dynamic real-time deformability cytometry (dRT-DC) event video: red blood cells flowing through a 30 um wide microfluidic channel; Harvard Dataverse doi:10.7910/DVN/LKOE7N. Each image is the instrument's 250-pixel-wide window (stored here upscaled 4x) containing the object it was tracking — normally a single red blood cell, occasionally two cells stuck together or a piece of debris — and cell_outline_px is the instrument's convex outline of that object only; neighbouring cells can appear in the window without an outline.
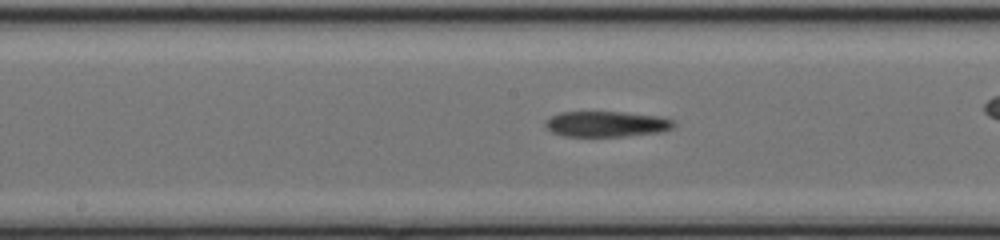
{"species": "common noctule bat (a hibernating species)", "species_latin": "Nyctalus noctula", "temperature_condition": "cold", "stored_images_in_passage": 47, "camera_frame_rate_fps": 3000, "um_per_image_px": 0.085, "animal": {"sex": "female", "body_mass_g": 17.0, "forearm_length_mm": 48.0}, "frame": {"image": 1, "passage_image": 21, "time_ms": 6.667, "image_size_px": [1000, 240], "cell_outline_px": [[676, 124], [672, 128], [660, 132], [624, 136], [564, 136], [552, 132], [544, 124], [544, 120], [560, 112], [624, 112], [656, 116], [672, 120]], "centroid_in_image_um": [51.52, 10.54], "position_along_channel_um": 196.7, "area_um2": 19.02}}
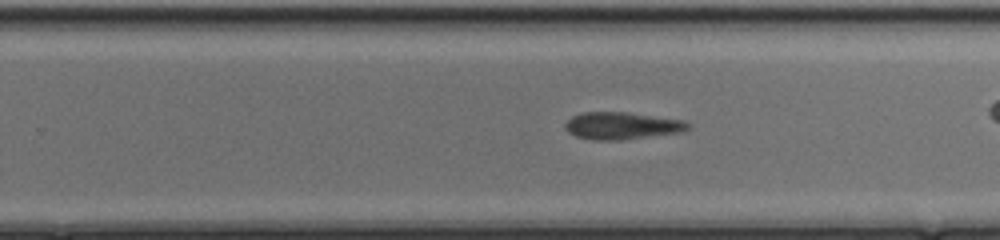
{"frame": {"image": 2, "passage_image": 27, "time_ms": 8.667, "image_size_px": [1000, 240], "cell_outline_px": [[692, 124], [684, 132], [620, 140], [592, 140], [576, 136], [568, 132], [564, 128], [564, 124], [572, 116], [580, 112], [624, 112], [684, 120]], "centroid_in_image_um": [52.86, 10.69], "position_along_channel_um": 276.9, "area_um2": 19.59}, "authors_computed_cell_mechanics": {"area_um2": 19.5364, "velocity_mm_per_s": 4.042, "shape_relaxation_time_tau1_ms": null, "shape_relaxation_time_tau2_ms": 5.2096, "deformation_change_tau1": null, "deformation_change_tau2": 0.1378}}